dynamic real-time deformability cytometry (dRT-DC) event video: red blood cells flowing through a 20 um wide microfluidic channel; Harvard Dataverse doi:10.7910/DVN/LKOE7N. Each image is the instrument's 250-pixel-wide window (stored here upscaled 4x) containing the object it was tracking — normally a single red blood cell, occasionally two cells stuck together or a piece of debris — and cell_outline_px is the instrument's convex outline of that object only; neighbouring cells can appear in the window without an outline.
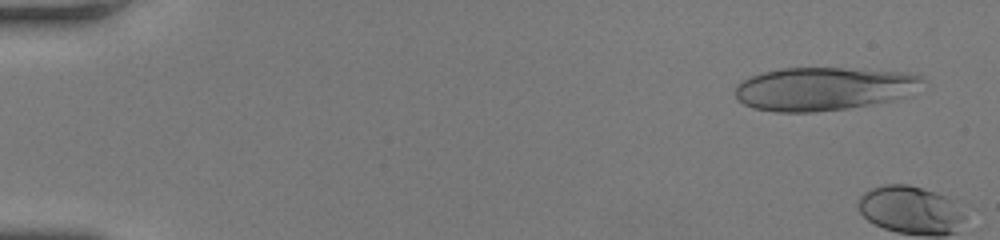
{"species": "human", "species_latin": "Homo sapiens", "temperature_condition": "room temperature", "stored_images_in_passage": 6, "camera_frame_rate_fps": 3000, "um_per_image_px": 0.085, "donor": {"sex": "female"}, "frame": {"image": 1, "passage_image": 3, "time_ms": 0.667, "image_size_px": [1000, 240], "cell_outline_px": [[928, 84], [912, 96], [892, 100], [844, 108], [816, 112], [776, 112], [752, 108], [744, 104], [736, 96], [736, 84], [752, 76], [764, 72], [780, 68], [844, 68], [908, 72], [924, 76], [928, 80]], "centroid_in_image_um": [70.15, 7.53], "position_along_channel_um": 14.9, "area_um2": 47.86}}